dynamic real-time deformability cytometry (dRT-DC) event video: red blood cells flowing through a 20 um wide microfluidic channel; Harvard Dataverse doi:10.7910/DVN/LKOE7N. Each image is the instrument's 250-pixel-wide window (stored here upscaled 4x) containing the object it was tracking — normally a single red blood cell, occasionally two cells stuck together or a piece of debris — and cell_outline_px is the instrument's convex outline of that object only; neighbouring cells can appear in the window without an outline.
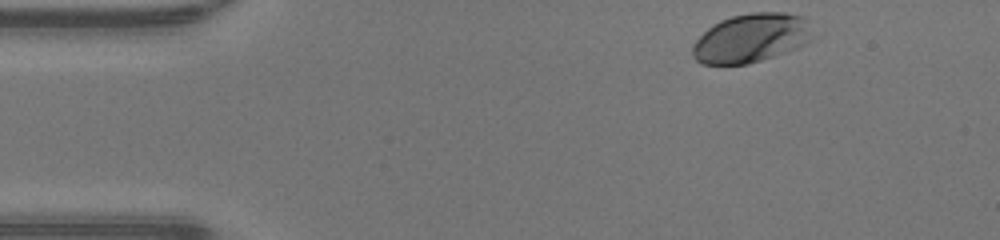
{"species": "human", "species_latin": "Homo sapiens", "temperature_condition": "warm", "stored_images_in_passage": 40, "camera_frame_rate_fps": 3000, "um_per_image_px": 0.085, "donor": {"sex": "male"}, "frame": {"image": 1, "passage_image": 1, "time_ms": 0.0, "image_size_px": [1000, 240], "cell_outline_px": [[812, 40], [796, 48], [748, 64], [700, 64], [692, 56], [692, 48], [696, 40], [712, 24], [720, 20], [732, 16], [748, 12], [784, 12], [804, 16], [808, 20]], "centroid_in_image_um": [63.84, 3.22], "position_along_channel_um": 21.2, "area_um2": 34.22}}
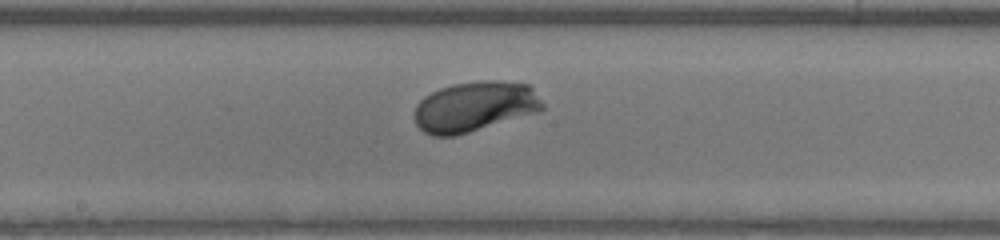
{"frame": {"image": 2, "passage_image": 20, "time_ms": 6.333, "image_size_px": [1000, 240], "cell_outline_px": [[544, 108], [540, 112], [456, 136], [432, 136], [424, 132], [416, 124], [412, 116], [416, 104], [424, 96], [440, 88], [452, 84], [480, 80], [500, 80], [528, 84], [532, 88], [544, 104]], "centroid_in_image_um": [40.34, 9.06], "position_along_channel_um": 207.9, "area_um2": 38.03}}
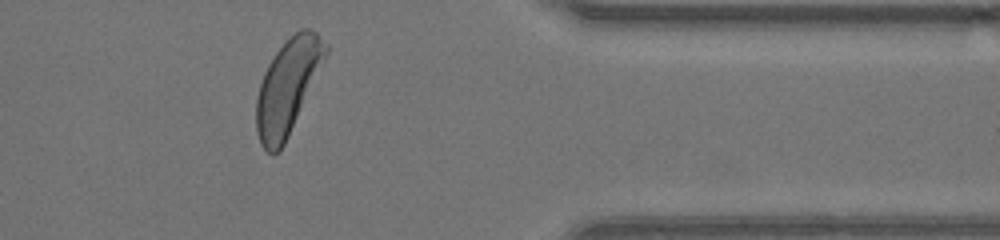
{"frame": {"image": 3, "passage_image": 34, "time_ms": 11.0, "image_size_px": [1000, 240], "cell_outline_px": [[328, 52], [288, 136], [284, 144], [272, 156], [260, 144], [256, 132], [256, 100], [260, 84], [264, 72], [268, 64], [276, 52], [300, 28], [312, 28], [328, 44]], "centroid_in_image_um": [24.44, 7.36], "position_along_channel_um": 387.0, "area_um2": 37.45}, "authors_computed_cell_mechanics": {"area_um2": 35.836, "velocity_mm_per_s": 4.2842, "shape_relaxation_time_tau1_ms": 0.8476, "shape_relaxation_time_tau2_ms": null, "deformation_change_tau1": 0.0956, "deformation_change_tau2": null}}